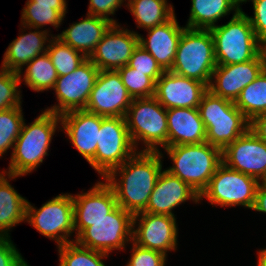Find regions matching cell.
Segmentation results:
<instances>
[{"instance_id":"obj_10","label":"cell","mask_w":266,"mask_h":266,"mask_svg":"<svg viewBox=\"0 0 266 266\" xmlns=\"http://www.w3.org/2000/svg\"><path fill=\"white\" fill-rule=\"evenodd\" d=\"M259 183L250 175L233 170L222 162L200 194V200L206 198L211 205L221 207L240 205L252 209Z\"/></svg>"},{"instance_id":"obj_34","label":"cell","mask_w":266,"mask_h":266,"mask_svg":"<svg viewBox=\"0 0 266 266\" xmlns=\"http://www.w3.org/2000/svg\"><path fill=\"white\" fill-rule=\"evenodd\" d=\"M21 12V26L24 31L28 28L30 31L33 28H42L45 25H51L56 29L60 27L63 16L51 6L44 5H25Z\"/></svg>"},{"instance_id":"obj_1","label":"cell","mask_w":266,"mask_h":266,"mask_svg":"<svg viewBox=\"0 0 266 266\" xmlns=\"http://www.w3.org/2000/svg\"><path fill=\"white\" fill-rule=\"evenodd\" d=\"M162 157V151H137L103 179L113 189L118 206L133 215L146 209L162 172Z\"/></svg>"},{"instance_id":"obj_39","label":"cell","mask_w":266,"mask_h":266,"mask_svg":"<svg viewBox=\"0 0 266 266\" xmlns=\"http://www.w3.org/2000/svg\"><path fill=\"white\" fill-rule=\"evenodd\" d=\"M249 0H245L246 3ZM253 4L254 16H248L258 41L266 43V0H250Z\"/></svg>"},{"instance_id":"obj_45","label":"cell","mask_w":266,"mask_h":266,"mask_svg":"<svg viewBox=\"0 0 266 266\" xmlns=\"http://www.w3.org/2000/svg\"><path fill=\"white\" fill-rule=\"evenodd\" d=\"M257 266H266V249L259 250Z\"/></svg>"},{"instance_id":"obj_12","label":"cell","mask_w":266,"mask_h":266,"mask_svg":"<svg viewBox=\"0 0 266 266\" xmlns=\"http://www.w3.org/2000/svg\"><path fill=\"white\" fill-rule=\"evenodd\" d=\"M99 72L87 58L72 73L58 76L53 90L59 103L45 110L61 115L72 110L85 109Z\"/></svg>"},{"instance_id":"obj_5","label":"cell","mask_w":266,"mask_h":266,"mask_svg":"<svg viewBox=\"0 0 266 266\" xmlns=\"http://www.w3.org/2000/svg\"><path fill=\"white\" fill-rule=\"evenodd\" d=\"M210 31L217 65L243 63L261 53V43L242 9L234 12L229 22L216 25Z\"/></svg>"},{"instance_id":"obj_2","label":"cell","mask_w":266,"mask_h":266,"mask_svg":"<svg viewBox=\"0 0 266 266\" xmlns=\"http://www.w3.org/2000/svg\"><path fill=\"white\" fill-rule=\"evenodd\" d=\"M60 122V115L46 110L29 125L24 120L12 150L8 171L3 172L24 176L40 166L44 157L48 156L51 139Z\"/></svg>"},{"instance_id":"obj_8","label":"cell","mask_w":266,"mask_h":266,"mask_svg":"<svg viewBox=\"0 0 266 266\" xmlns=\"http://www.w3.org/2000/svg\"><path fill=\"white\" fill-rule=\"evenodd\" d=\"M136 152L125 118L105 117L101 122L95 157L89 164L104 179Z\"/></svg>"},{"instance_id":"obj_29","label":"cell","mask_w":266,"mask_h":266,"mask_svg":"<svg viewBox=\"0 0 266 266\" xmlns=\"http://www.w3.org/2000/svg\"><path fill=\"white\" fill-rule=\"evenodd\" d=\"M22 73H24L23 82H25V85L35 92L52 90L58 78L57 71L47 52L31 60L27 64L25 72L20 70L18 72L20 78H22Z\"/></svg>"},{"instance_id":"obj_22","label":"cell","mask_w":266,"mask_h":266,"mask_svg":"<svg viewBox=\"0 0 266 266\" xmlns=\"http://www.w3.org/2000/svg\"><path fill=\"white\" fill-rule=\"evenodd\" d=\"M186 27L179 26L176 16L161 25L147 29L148 37L139 34V45L148 51L164 71H170L179 40Z\"/></svg>"},{"instance_id":"obj_43","label":"cell","mask_w":266,"mask_h":266,"mask_svg":"<svg viewBox=\"0 0 266 266\" xmlns=\"http://www.w3.org/2000/svg\"><path fill=\"white\" fill-rule=\"evenodd\" d=\"M25 5H44L51 6V8L57 10L63 17L67 13L66 0H27Z\"/></svg>"},{"instance_id":"obj_21","label":"cell","mask_w":266,"mask_h":266,"mask_svg":"<svg viewBox=\"0 0 266 266\" xmlns=\"http://www.w3.org/2000/svg\"><path fill=\"white\" fill-rule=\"evenodd\" d=\"M188 200L199 204L200 195L186 182L164 169L157 179L143 212L175 216L172 210Z\"/></svg>"},{"instance_id":"obj_6","label":"cell","mask_w":266,"mask_h":266,"mask_svg":"<svg viewBox=\"0 0 266 266\" xmlns=\"http://www.w3.org/2000/svg\"><path fill=\"white\" fill-rule=\"evenodd\" d=\"M125 120L136 150L140 141L146 146L140 151L158 152V146L168 147L167 109L154 96L132 99Z\"/></svg>"},{"instance_id":"obj_15","label":"cell","mask_w":266,"mask_h":266,"mask_svg":"<svg viewBox=\"0 0 266 266\" xmlns=\"http://www.w3.org/2000/svg\"><path fill=\"white\" fill-rule=\"evenodd\" d=\"M222 162L262 182L266 179V143L248 130L222 151Z\"/></svg>"},{"instance_id":"obj_16","label":"cell","mask_w":266,"mask_h":266,"mask_svg":"<svg viewBox=\"0 0 266 266\" xmlns=\"http://www.w3.org/2000/svg\"><path fill=\"white\" fill-rule=\"evenodd\" d=\"M113 24L88 58L100 71L117 70L128 65L139 44L137 32Z\"/></svg>"},{"instance_id":"obj_17","label":"cell","mask_w":266,"mask_h":266,"mask_svg":"<svg viewBox=\"0 0 266 266\" xmlns=\"http://www.w3.org/2000/svg\"><path fill=\"white\" fill-rule=\"evenodd\" d=\"M264 70L261 53L243 63L217 65L211 77L208 90L213 94L235 102L240 92L252 83Z\"/></svg>"},{"instance_id":"obj_47","label":"cell","mask_w":266,"mask_h":266,"mask_svg":"<svg viewBox=\"0 0 266 266\" xmlns=\"http://www.w3.org/2000/svg\"><path fill=\"white\" fill-rule=\"evenodd\" d=\"M240 4H242L245 0H237Z\"/></svg>"},{"instance_id":"obj_40","label":"cell","mask_w":266,"mask_h":266,"mask_svg":"<svg viewBox=\"0 0 266 266\" xmlns=\"http://www.w3.org/2000/svg\"><path fill=\"white\" fill-rule=\"evenodd\" d=\"M0 266H29L10 236H0Z\"/></svg>"},{"instance_id":"obj_11","label":"cell","mask_w":266,"mask_h":266,"mask_svg":"<svg viewBox=\"0 0 266 266\" xmlns=\"http://www.w3.org/2000/svg\"><path fill=\"white\" fill-rule=\"evenodd\" d=\"M26 222L39 233L55 240L57 246L75 241L74 208L72 194H60L36 209L29 201L26 206Z\"/></svg>"},{"instance_id":"obj_3","label":"cell","mask_w":266,"mask_h":266,"mask_svg":"<svg viewBox=\"0 0 266 266\" xmlns=\"http://www.w3.org/2000/svg\"><path fill=\"white\" fill-rule=\"evenodd\" d=\"M164 149L173 161V165L166 170L186 182L199 195L222 163V151L208 142Z\"/></svg>"},{"instance_id":"obj_44","label":"cell","mask_w":266,"mask_h":266,"mask_svg":"<svg viewBox=\"0 0 266 266\" xmlns=\"http://www.w3.org/2000/svg\"><path fill=\"white\" fill-rule=\"evenodd\" d=\"M252 210L266 213V183H259Z\"/></svg>"},{"instance_id":"obj_18","label":"cell","mask_w":266,"mask_h":266,"mask_svg":"<svg viewBox=\"0 0 266 266\" xmlns=\"http://www.w3.org/2000/svg\"><path fill=\"white\" fill-rule=\"evenodd\" d=\"M207 90L205 83L165 71L156 81L154 97L165 109L198 108Z\"/></svg>"},{"instance_id":"obj_23","label":"cell","mask_w":266,"mask_h":266,"mask_svg":"<svg viewBox=\"0 0 266 266\" xmlns=\"http://www.w3.org/2000/svg\"><path fill=\"white\" fill-rule=\"evenodd\" d=\"M168 147L206 142V128L198 108L167 109Z\"/></svg>"},{"instance_id":"obj_28","label":"cell","mask_w":266,"mask_h":266,"mask_svg":"<svg viewBox=\"0 0 266 266\" xmlns=\"http://www.w3.org/2000/svg\"><path fill=\"white\" fill-rule=\"evenodd\" d=\"M127 8L135 17L137 28L145 30L161 25L174 15L173 5L167 0H127Z\"/></svg>"},{"instance_id":"obj_24","label":"cell","mask_w":266,"mask_h":266,"mask_svg":"<svg viewBox=\"0 0 266 266\" xmlns=\"http://www.w3.org/2000/svg\"><path fill=\"white\" fill-rule=\"evenodd\" d=\"M33 29L34 32L22 33L9 44L4 53L2 69L18 73L23 70V66H26L35 57L47 52L48 44L46 45V42L51 41L49 31Z\"/></svg>"},{"instance_id":"obj_30","label":"cell","mask_w":266,"mask_h":266,"mask_svg":"<svg viewBox=\"0 0 266 266\" xmlns=\"http://www.w3.org/2000/svg\"><path fill=\"white\" fill-rule=\"evenodd\" d=\"M234 104L249 121L260 114L266 113L265 70L240 92Z\"/></svg>"},{"instance_id":"obj_13","label":"cell","mask_w":266,"mask_h":266,"mask_svg":"<svg viewBox=\"0 0 266 266\" xmlns=\"http://www.w3.org/2000/svg\"><path fill=\"white\" fill-rule=\"evenodd\" d=\"M128 94L117 70L100 71L84 110L104 117H123L131 105Z\"/></svg>"},{"instance_id":"obj_25","label":"cell","mask_w":266,"mask_h":266,"mask_svg":"<svg viewBox=\"0 0 266 266\" xmlns=\"http://www.w3.org/2000/svg\"><path fill=\"white\" fill-rule=\"evenodd\" d=\"M112 25L113 23L107 19L87 14L85 19L69 25L57 37L89 58Z\"/></svg>"},{"instance_id":"obj_7","label":"cell","mask_w":266,"mask_h":266,"mask_svg":"<svg viewBox=\"0 0 266 266\" xmlns=\"http://www.w3.org/2000/svg\"><path fill=\"white\" fill-rule=\"evenodd\" d=\"M216 66L211 31L185 28L170 71L209 86Z\"/></svg>"},{"instance_id":"obj_32","label":"cell","mask_w":266,"mask_h":266,"mask_svg":"<svg viewBox=\"0 0 266 266\" xmlns=\"http://www.w3.org/2000/svg\"><path fill=\"white\" fill-rule=\"evenodd\" d=\"M57 247L59 266H105L102 260L109 255L81 246L76 241Z\"/></svg>"},{"instance_id":"obj_33","label":"cell","mask_w":266,"mask_h":266,"mask_svg":"<svg viewBox=\"0 0 266 266\" xmlns=\"http://www.w3.org/2000/svg\"><path fill=\"white\" fill-rule=\"evenodd\" d=\"M22 107H13L0 111V157L8 149L14 148L16 139L24 123Z\"/></svg>"},{"instance_id":"obj_36","label":"cell","mask_w":266,"mask_h":266,"mask_svg":"<svg viewBox=\"0 0 266 266\" xmlns=\"http://www.w3.org/2000/svg\"><path fill=\"white\" fill-rule=\"evenodd\" d=\"M21 78L17 72L0 70V111L21 106Z\"/></svg>"},{"instance_id":"obj_35","label":"cell","mask_w":266,"mask_h":266,"mask_svg":"<svg viewBox=\"0 0 266 266\" xmlns=\"http://www.w3.org/2000/svg\"><path fill=\"white\" fill-rule=\"evenodd\" d=\"M128 94L134 98H149L155 95L156 83L147 72L136 71L129 65L117 69Z\"/></svg>"},{"instance_id":"obj_4","label":"cell","mask_w":266,"mask_h":266,"mask_svg":"<svg viewBox=\"0 0 266 266\" xmlns=\"http://www.w3.org/2000/svg\"><path fill=\"white\" fill-rule=\"evenodd\" d=\"M198 110L206 128V142L221 151L249 130L250 121L234 102L210 90L204 93Z\"/></svg>"},{"instance_id":"obj_27","label":"cell","mask_w":266,"mask_h":266,"mask_svg":"<svg viewBox=\"0 0 266 266\" xmlns=\"http://www.w3.org/2000/svg\"><path fill=\"white\" fill-rule=\"evenodd\" d=\"M186 28L210 30L222 17L242 8L237 0H192Z\"/></svg>"},{"instance_id":"obj_46","label":"cell","mask_w":266,"mask_h":266,"mask_svg":"<svg viewBox=\"0 0 266 266\" xmlns=\"http://www.w3.org/2000/svg\"><path fill=\"white\" fill-rule=\"evenodd\" d=\"M261 55L264 63V70L266 71V43L261 44Z\"/></svg>"},{"instance_id":"obj_38","label":"cell","mask_w":266,"mask_h":266,"mask_svg":"<svg viewBox=\"0 0 266 266\" xmlns=\"http://www.w3.org/2000/svg\"><path fill=\"white\" fill-rule=\"evenodd\" d=\"M131 243V258L126 266H165L166 255L155 250L140 247L133 241Z\"/></svg>"},{"instance_id":"obj_41","label":"cell","mask_w":266,"mask_h":266,"mask_svg":"<svg viewBox=\"0 0 266 266\" xmlns=\"http://www.w3.org/2000/svg\"><path fill=\"white\" fill-rule=\"evenodd\" d=\"M89 15L101 17L111 21L113 24H118L113 18H109V15H114L118 8L123 5L126 0H89Z\"/></svg>"},{"instance_id":"obj_19","label":"cell","mask_w":266,"mask_h":266,"mask_svg":"<svg viewBox=\"0 0 266 266\" xmlns=\"http://www.w3.org/2000/svg\"><path fill=\"white\" fill-rule=\"evenodd\" d=\"M76 237L92 222L106 217L116 206L115 193L107 181L97 182L89 191L72 195Z\"/></svg>"},{"instance_id":"obj_26","label":"cell","mask_w":266,"mask_h":266,"mask_svg":"<svg viewBox=\"0 0 266 266\" xmlns=\"http://www.w3.org/2000/svg\"><path fill=\"white\" fill-rule=\"evenodd\" d=\"M17 177L19 176L6 172L0 173V236L9 237V231L13 226L26 221L28 200L22 197L9 183V179Z\"/></svg>"},{"instance_id":"obj_9","label":"cell","mask_w":266,"mask_h":266,"mask_svg":"<svg viewBox=\"0 0 266 266\" xmlns=\"http://www.w3.org/2000/svg\"><path fill=\"white\" fill-rule=\"evenodd\" d=\"M133 217L132 213L117 205L106 217L92 222L75 237V241L106 254L123 250L126 243L133 241Z\"/></svg>"},{"instance_id":"obj_20","label":"cell","mask_w":266,"mask_h":266,"mask_svg":"<svg viewBox=\"0 0 266 266\" xmlns=\"http://www.w3.org/2000/svg\"><path fill=\"white\" fill-rule=\"evenodd\" d=\"M61 128L72 145L89 163L96 153L100 126L104 116L84 109L72 110L60 115Z\"/></svg>"},{"instance_id":"obj_42","label":"cell","mask_w":266,"mask_h":266,"mask_svg":"<svg viewBox=\"0 0 266 266\" xmlns=\"http://www.w3.org/2000/svg\"><path fill=\"white\" fill-rule=\"evenodd\" d=\"M249 130L266 143V113L254 117L250 121Z\"/></svg>"},{"instance_id":"obj_31","label":"cell","mask_w":266,"mask_h":266,"mask_svg":"<svg viewBox=\"0 0 266 266\" xmlns=\"http://www.w3.org/2000/svg\"><path fill=\"white\" fill-rule=\"evenodd\" d=\"M50 37L51 41L48 44L47 54L58 76L72 73L87 59L81 52L65 44L57 36L51 34Z\"/></svg>"},{"instance_id":"obj_37","label":"cell","mask_w":266,"mask_h":266,"mask_svg":"<svg viewBox=\"0 0 266 266\" xmlns=\"http://www.w3.org/2000/svg\"><path fill=\"white\" fill-rule=\"evenodd\" d=\"M128 65L136 71L147 72L155 83L165 72L156 59L139 44L134 49Z\"/></svg>"},{"instance_id":"obj_14","label":"cell","mask_w":266,"mask_h":266,"mask_svg":"<svg viewBox=\"0 0 266 266\" xmlns=\"http://www.w3.org/2000/svg\"><path fill=\"white\" fill-rule=\"evenodd\" d=\"M177 227L175 216L139 212L133 217V242L167 256L177 248Z\"/></svg>"}]
</instances>
